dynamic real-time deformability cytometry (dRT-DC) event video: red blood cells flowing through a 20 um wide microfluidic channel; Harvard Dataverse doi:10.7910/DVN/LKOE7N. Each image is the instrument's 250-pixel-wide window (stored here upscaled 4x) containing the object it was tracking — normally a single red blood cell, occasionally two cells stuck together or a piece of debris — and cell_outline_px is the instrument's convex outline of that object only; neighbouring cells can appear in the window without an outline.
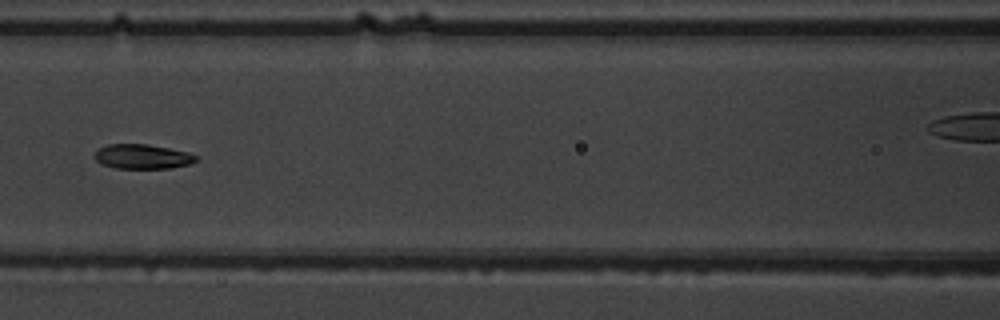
{"species": "common noctule bat (a hibernating species)", "species_latin": "Nyctalus noctula", "temperature_condition": "warm", "stored_images_in_passage": 9, "segment_of_instrument_passage": [1, 2], "camera_frame_rate_fps": 3000, "um_per_image_px": 0.085, "animal": {"sex": "male", "body_mass_g": 19.5, "forearm_length_mm": 54.6}, "frame": {"image": 1, "passage_image": 8, "time_ms": 8.0, "image_size_px": [1000, 320], "cell_outline_px": [[200, 160], [192, 164], [172, 168], [116, 168], [104, 164], [96, 160], [96, 152], [100, 148], [108, 144], [148, 144], [188, 152], [196, 156]], "centroid_in_image_um": [12.19, 13.31], "position_along_channel_um": 154.4, "area_um2": 14.45}}